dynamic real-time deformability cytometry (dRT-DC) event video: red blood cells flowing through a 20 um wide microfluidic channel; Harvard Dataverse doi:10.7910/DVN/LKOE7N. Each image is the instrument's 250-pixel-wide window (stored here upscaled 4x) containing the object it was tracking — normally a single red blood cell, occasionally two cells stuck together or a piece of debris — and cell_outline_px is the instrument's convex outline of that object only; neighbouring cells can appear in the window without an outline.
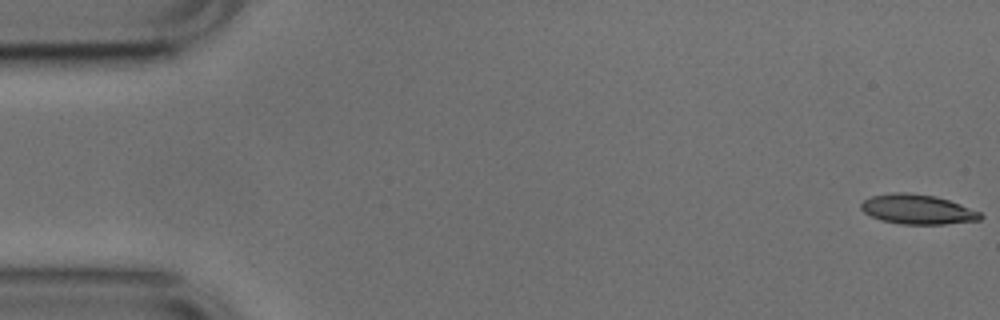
{"species": "common noctule bat (a hibernating species)", "species_latin": "Nyctalus noctula", "temperature_condition": "cold", "stored_images_in_passage": 52, "camera_frame_rate_fps": 3000, "um_per_image_px": 0.085, "animal": {"sex": "male", "body_mass_g": 17.9, "forearm_length_mm": 54.2}, "frame": {"image": 1, "passage_image": 1, "time_ms": 0.0, "image_size_px": [1000, 320], "cell_outline_px": [[984, 216], [980, 220], [944, 224], [900, 224], [880, 220], [864, 212], [860, 208], [860, 204], [864, 200], [872, 196], [892, 192], [904, 192], [936, 196], [960, 204], [980, 212]], "centroid_in_image_um": [77.98, 17.79], "position_along_channel_um": 7.0, "area_um2": 20.63}}
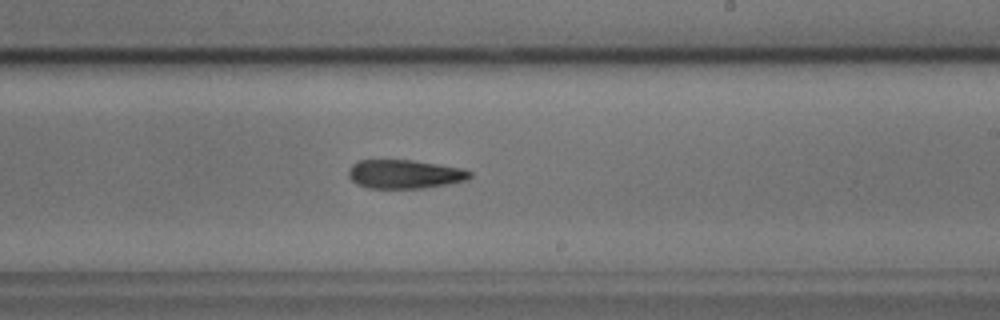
{"frame": {"image": 2, "passage_image": 31, "time_ms": 10.0, "image_size_px": [1000, 320], "cell_outline_px": [[472, 176], [468, 180], [448, 184], [424, 188], [368, 188], [356, 184], [348, 176], [348, 168], [352, 164], [360, 160], [412, 160], [460, 168], [472, 172]], "centroid_in_image_um": [34.38, 14.81], "position_along_channel_um": 254.6, "area_um2": 20.4}}
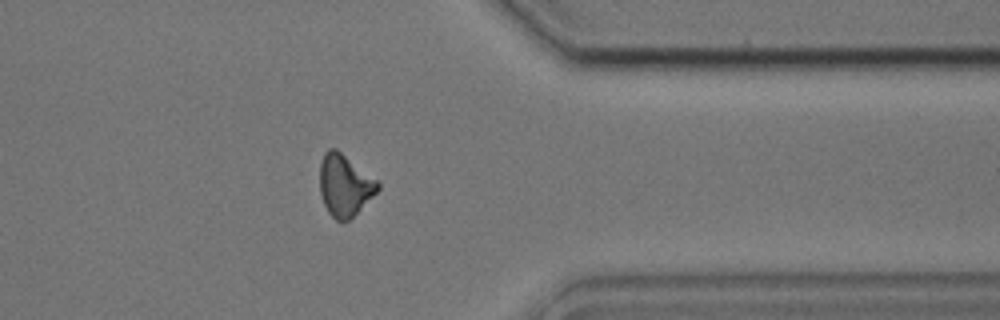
{"frame": {"image": 3, "passage_image": 42, "time_ms": 13.667, "image_size_px": [1000, 320], "cell_outline_px": [[380, 188], [344, 224], [336, 220], [328, 212], [324, 204], [320, 192], [320, 164], [324, 152], [328, 148], [336, 148], [376, 180], [380, 184]], "centroid_in_image_um": [29.26, 15.75], "position_along_channel_um": 382.1, "area_um2": 20.52}}